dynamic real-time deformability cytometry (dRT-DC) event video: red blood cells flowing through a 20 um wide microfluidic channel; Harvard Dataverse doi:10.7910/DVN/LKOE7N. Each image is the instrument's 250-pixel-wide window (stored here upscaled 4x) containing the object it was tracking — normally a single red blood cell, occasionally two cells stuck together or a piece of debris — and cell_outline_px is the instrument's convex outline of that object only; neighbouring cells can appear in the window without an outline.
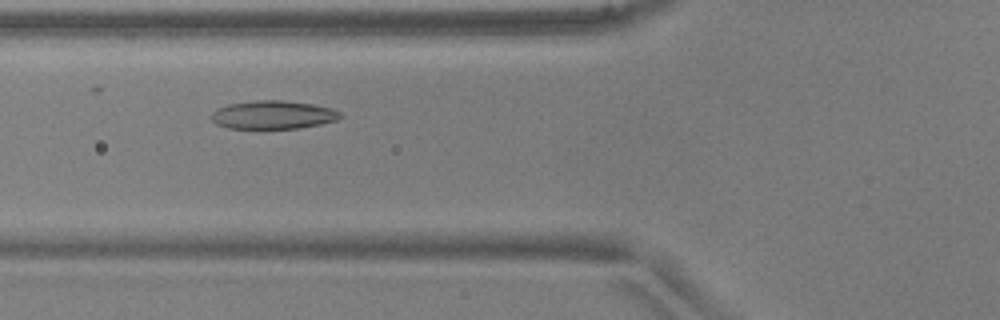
{"species": "common noctule bat (a hibernating species)", "species_latin": "Nyctalus noctula", "temperature_condition": "warm", "stored_images_in_passage": 45, "camera_frame_rate_fps": 3000, "um_per_image_px": 0.085, "animal": {"sex": "male", "body_mass_g": 17.9, "forearm_length_mm": 54.2}, "frame": {"image": 1, "passage_image": 13, "time_ms": 4.0, "image_size_px": [1000, 320], "cell_outline_px": [[344, 116], [336, 120], [320, 124], [300, 128], [228, 128], [216, 124], [212, 120], [212, 112], [216, 108], [228, 104], [256, 100], [284, 100], [312, 104], [332, 108], [340, 112]], "centroid_in_image_um": [23.21, 9.75], "position_along_channel_um": 102.6, "area_um2": 21.33}}
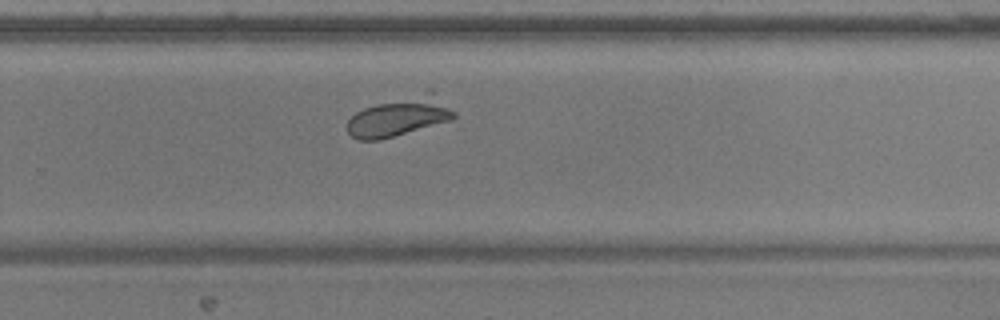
{"frame": {"image": 2, "passage_image": 28, "time_ms": 9.0, "image_size_px": [1000, 320], "cell_outline_px": [[456, 116], [452, 120], [380, 140], [356, 140], [348, 132], [348, 120], [356, 112], [364, 108], [376, 104], [428, 88], [436, 88]], "centroid_in_image_um": [34.03, 9.84], "position_along_channel_um": 295.8, "area_um2": 25.03}}
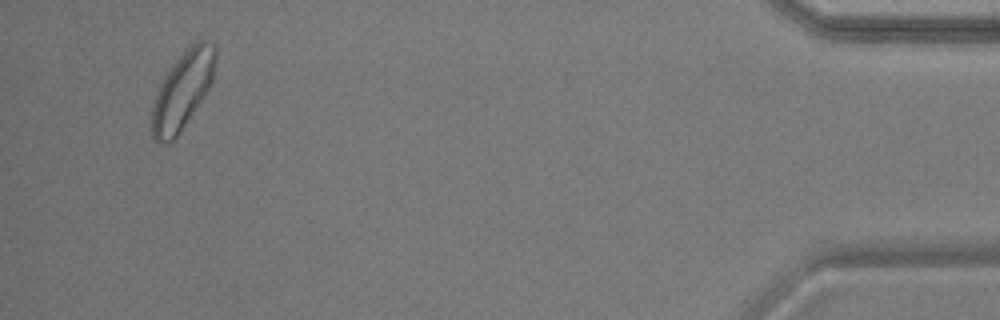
{"frame": {"image": 3, "passage_image": 43, "time_ms": 14.0, "image_size_px": [1000, 320], "cell_outline_px": [[216, 60], [212, 80], [204, 96], [176, 136], [168, 144], [160, 144], [152, 136], [152, 104], [156, 92], [164, 76], [176, 60], [196, 40], [204, 40], [212, 44], [216, 48]], "centroid_in_image_um": [15.5, 7.68], "position_along_channel_um": 419.7, "area_um2": 28.21}}